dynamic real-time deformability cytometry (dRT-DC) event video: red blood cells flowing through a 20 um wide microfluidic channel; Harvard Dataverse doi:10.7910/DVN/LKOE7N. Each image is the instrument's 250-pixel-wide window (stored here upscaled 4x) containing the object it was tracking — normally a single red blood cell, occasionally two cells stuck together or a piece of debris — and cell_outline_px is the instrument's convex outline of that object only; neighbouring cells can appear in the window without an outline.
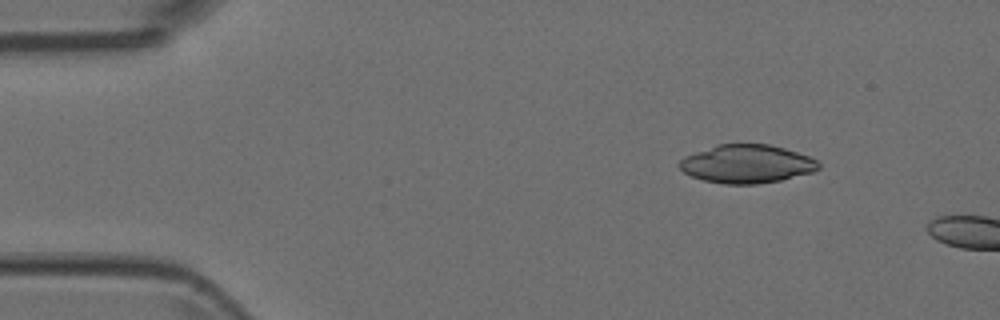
{"species": "Egyptian fruit bat (a non-hibernating species)", "species_latin": "Rousettus aegyptiacus", "temperature_condition": "room temperature", "stored_images_in_passage": 2, "camera_frame_rate_fps": 3000, "um_per_image_px": 0.085, "animal": {"sex": "female"}, "frame": {"image": 1, "passage_image": 1, "time_ms": 0.0, "image_size_px": [1000, 320], "cell_outline_px": [[820, 168], [812, 172], [780, 180], [756, 184], [724, 184], [704, 180], [692, 176], [684, 172], [676, 164], [684, 156], [716, 144], [768, 144], [784, 148], [808, 156], [816, 160], [820, 164]], "centroid_in_image_um": [63.44, 13.93], "position_along_channel_um": 21.6, "area_um2": 31.04}}